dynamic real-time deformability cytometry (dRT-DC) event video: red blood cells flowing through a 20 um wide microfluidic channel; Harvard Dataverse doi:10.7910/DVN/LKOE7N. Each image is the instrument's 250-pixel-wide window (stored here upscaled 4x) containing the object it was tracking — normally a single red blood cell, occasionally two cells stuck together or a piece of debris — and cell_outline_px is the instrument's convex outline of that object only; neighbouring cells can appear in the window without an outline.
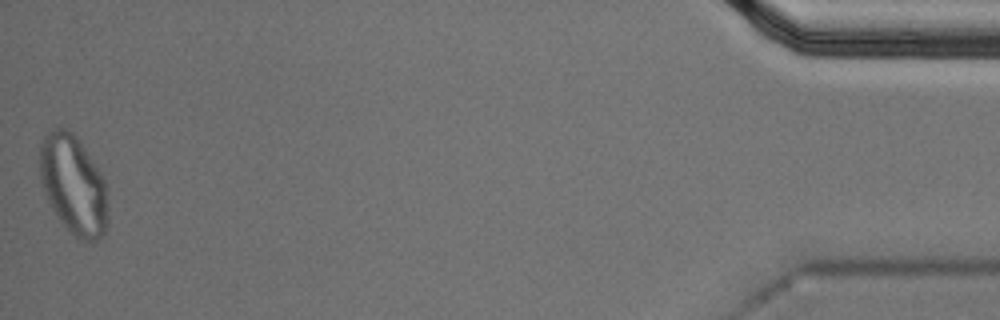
{"species": "Egyptian fruit bat (a non-hibernating species)", "species_latin": "Rousettus aegyptiacus", "temperature_condition": "cold", "stored_images_in_passage": 41, "segment_of_instrument_passage": [2, 2], "camera_frame_rate_fps": 3000, "um_per_image_px": 0.085, "animal": {"sex": "male"}, "frame": {"image": 1, "passage_image": 41, "time_ms": 13.333, "image_size_px": [1000, 320], "cell_outline_px": [[108, 224], [104, 232], [92, 244], [80, 240], [56, 216], [44, 192], [40, 180], [40, 144], [44, 136], [48, 132], [56, 128], [64, 128], [72, 132], [80, 140], [100, 172], [108, 188]], "centroid_in_image_um": [6.27, 15.72], "position_along_channel_um": 428.9, "area_um2": 39.65}}